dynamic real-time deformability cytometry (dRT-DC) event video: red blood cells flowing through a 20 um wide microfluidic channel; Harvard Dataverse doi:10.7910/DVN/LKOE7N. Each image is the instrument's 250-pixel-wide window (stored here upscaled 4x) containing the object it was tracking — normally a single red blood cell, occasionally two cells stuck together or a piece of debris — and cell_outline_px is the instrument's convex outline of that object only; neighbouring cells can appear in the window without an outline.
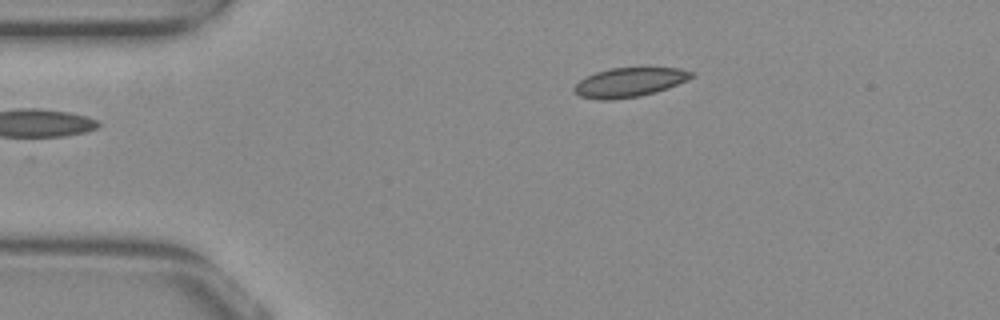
{"species": "common noctule bat (a hibernating species)", "species_latin": "Nyctalus noctula", "temperature_condition": "warm", "stored_images_in_passage": 44, "camera_frame_rate_fps": 3000, "um_per_image_px": 0.085, "animal": {"sex": "female", "body_mass_g": 29.2, "forearm_length_mm": 56.3}, "frame": {"image": 1, "passage_image": 1, "time_ms": 0.0, "image_size_px": [1000, 320], "cell_outline_px": [[696, 76], [688, 80], [668, 88], [656, 92], [640, 96], [612, 100], [604, 100], [580, 96], [572, 88], [580, 80], [596, 72], [608, 68], [680, 68], [696, 72]], "centroid_in_image_um": [53.56, 6.99], "position_along_channel_um": 31.4, "area_um2": 20.06}}
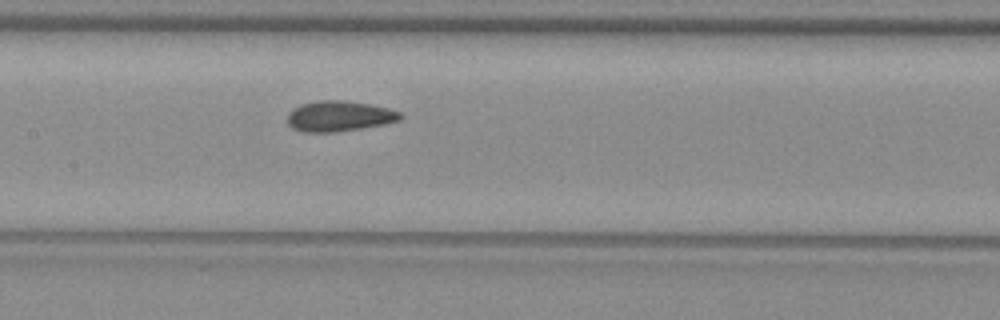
{"frame": {"image": 2, "passage_image": 16, "time_ms": 5.0, "image_size_px": [1000, 320], "cell_outline_px": [[404, 116], [400, 120], [384, 124], [360, 128], [332, 132], [304, 132], [292, 128], [288, 124], [288, 112], [292, 108], [300, 104], [316, 100], [344, 100], [372, 104], [388, 108], [400, 112]], "centroid_in_image_um": [28.82, 9.85], "position_along_channel_um": 178.6, "area_um2": 20.23}}
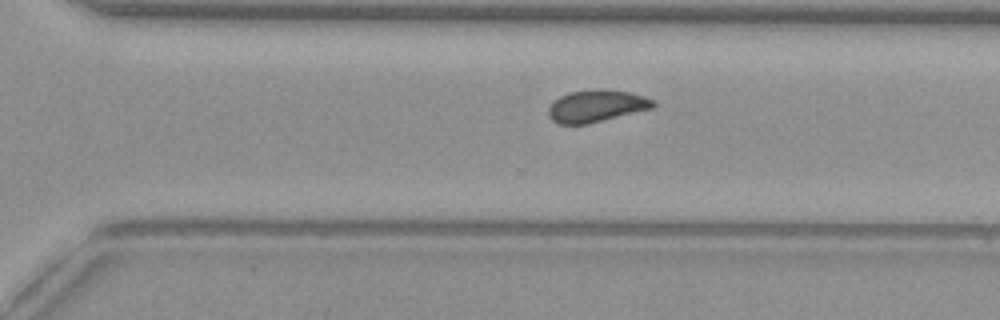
{"frame": {"image": 3, "passage_image": 27, "time_ms": 8.667, "image_size_px": [1000, 320], "cell_outline_px": [[656, 108], [588, 124], [556, 124], [548, 116], [548, 108], [560, 96], [568, 92], [628, 92], [644, 96], [652, 100], [656, 104]], "centroid_in_image_um": [50.7, 9.08], "position_along_channel_um": 319.9, "area_um2": 18.96}, "authors_computed_cell_mechanics": {"area_um2": 19.6809, "velocity_mm_per_s": 3.874, "shape_relaxation_time_tau1_ms": null, "shape_relaxation_time_tau2_ms": 1.294, "deformation_change_tau1": null, "deformation_change_tau2": 0.0663}}